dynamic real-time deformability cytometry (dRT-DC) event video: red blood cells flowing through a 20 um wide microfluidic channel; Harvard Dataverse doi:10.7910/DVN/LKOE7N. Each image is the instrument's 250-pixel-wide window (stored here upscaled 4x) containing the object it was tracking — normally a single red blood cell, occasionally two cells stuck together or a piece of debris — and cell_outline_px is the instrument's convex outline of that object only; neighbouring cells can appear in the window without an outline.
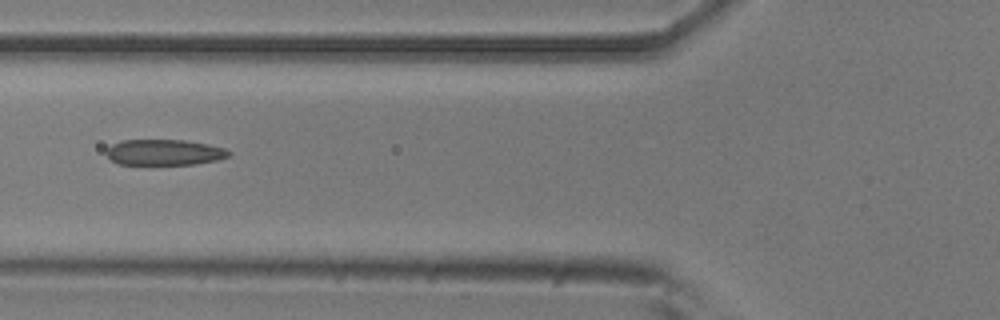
{"species": "common noctule bat (a hibernating species)", "species_latin": "Nyctalus noctula", "temperature_condition": "room temperature", "stored_images_in_passage": 5, "camera_frame_rate_fps": 3000, "um_per_image_px": 0.085, "animal": {"sex": "male", "body_mass_g": 20.5, "forearm_length_mm": 52.5}, "frame": {"image": 1, "passage_image": 5, "time_ms": 1.333, "image_size_px": [1000, 320], "cell_outline_px": [[232, 152], [228, 156], [216, 160], [196, 164], [120, 164], [112, 160], [108, 156], [108, 148], [112, 144], [120, 140], [184, 140], [208, 144], [224, 148]], "centroid_in_image_um": [13.99, 12.94], "position_along_channel_um": 111.8, "area_um2": 18.21}}